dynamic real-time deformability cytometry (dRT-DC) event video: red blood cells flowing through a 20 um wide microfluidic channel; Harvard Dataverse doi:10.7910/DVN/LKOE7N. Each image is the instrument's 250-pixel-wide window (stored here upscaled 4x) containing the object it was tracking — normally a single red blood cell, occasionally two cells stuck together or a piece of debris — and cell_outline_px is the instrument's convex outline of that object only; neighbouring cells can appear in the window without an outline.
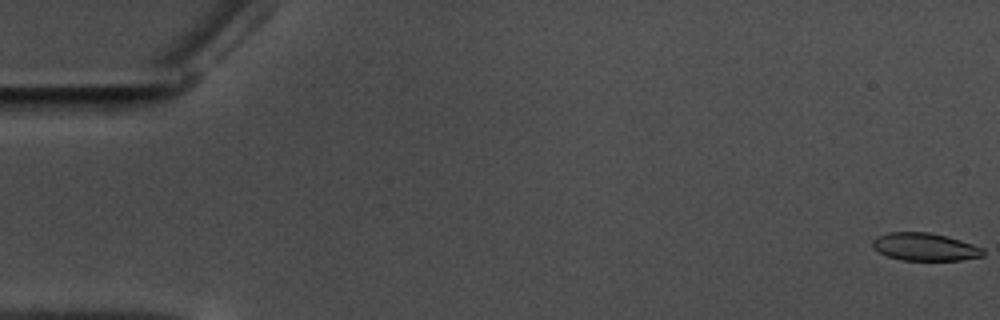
{"species": "common noctule bat (a hibernating species)", "species_latin": "Nyctalus noctula", "temperature_condition": "warm", "stored_images_in_passage": 59, "camera_frame_rate_fps": 3000, "um_per_image_px": 0.085, "animal": {"sex": "male", "body_mass_g": 17.5, "forearm_length_mm": 52.3}, "frame": {"image": 1, "passage_image": 1, "time_ms": 0.0, "image_size_px": [1000, 320], "cell_outline_px": [[984, 256], [960, 260], [900, 260], [888, 256], [880, 252], [872, 244], [872, 240], [876, 236], [888, 232], [928, 232], [960, 240], [984, 248]], "centroid_in_image_um": [78.62, 20.98], "position_along_channel_um": 6.4, "area_um2": 17.74}}
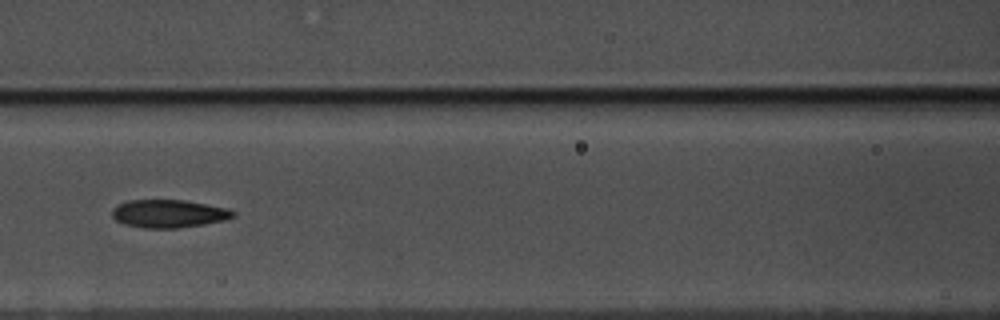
{"frame": {"image": 2, "passage_image": 27, "time_ms": 8.667, "image_size_px": [1000, 320], "cell_outline_px": [[236, 216], [224, 220], [204, 224], [180, 228], [144, 228], [124, 224], [116, 220], [112, 216], [112, 212], [120, 204], [128, 200], [184, 200], [224, 208], [236, 212]], "centroid_in_image_um": [14.35, 18.17], "position_along_channel_um": 152.3, "area_um2": 19.48}}
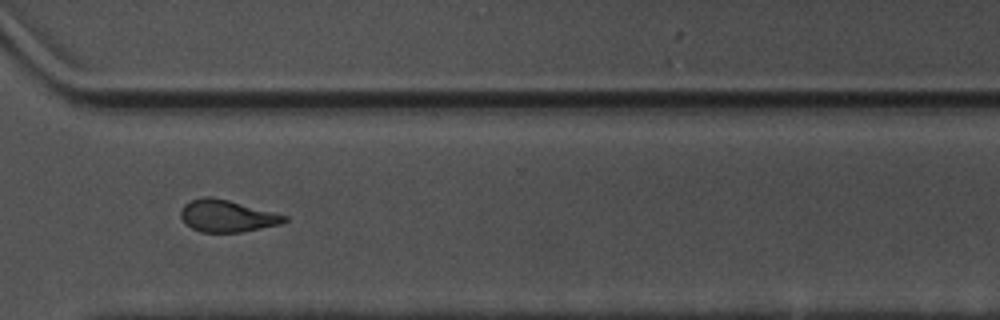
{"frame": {"image": 3, "passage_image": 44, "time_ms": 14.333, "image_size_px": [1000, 320], "cell_outline_px": [[288, 220], [280, 224], [240, 232], [200, 232], [184, 224], [180, 216], [180, 212], [184, 204], [192, 200], [204, 196], [208, 196], [228, 200], [288, 216]], "centroid_in_image_um": [19.26, 18.36], "position_along_channel_um": 351.3, "area_um2": 19.19}, "authors_computed_cell_mechanics": {"area_um2": 19.4786, "velocity_mm_per_s": 3.5153, "shape_relaxation_time_tau1_ms": 6.5056, "shape_relaxation_time_tau2_ms": 2.5981, "deformation_change_tau1": 0.1549, "deformation_change_tau2": 0.0974}}